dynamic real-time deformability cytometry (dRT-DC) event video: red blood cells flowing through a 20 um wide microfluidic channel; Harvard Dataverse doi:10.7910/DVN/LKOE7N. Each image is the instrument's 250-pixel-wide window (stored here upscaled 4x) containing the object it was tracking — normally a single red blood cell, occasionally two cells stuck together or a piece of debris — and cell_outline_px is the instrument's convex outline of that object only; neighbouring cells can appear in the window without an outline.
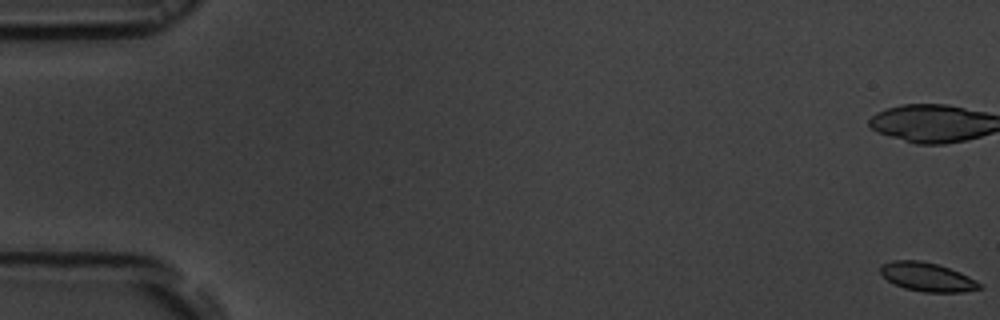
{"species": "common noctule bat (a hibernating species)", "species_latin": "Nyctalus noctula", "temperature_condition": "room temperature", "stored_images_in_passage": 22, "camera_frame_rate_fps": 3000, "um_per_image_px": 0.085, "animal": {"sex": "male", "body_mass_g": 19.5, "forearm_length_mm": 54.6}, "frame": {"image": 1, "passage_image": 1, "time_ms": 0.0, "image_size_px": [1000, 320], "cell_outline_px": [[984, 288], [964, 292], [924, 292], [904, 288], [888, 280], [880, 272], [880, 268], [884, 264], [892, 260], [920, 260], [936, 264], [960, 272], [976, 280]], "centroid_in_image_um": [78.84, 23.55], "position_along_channel_um": 6.2, "area_um2": 16.47}}